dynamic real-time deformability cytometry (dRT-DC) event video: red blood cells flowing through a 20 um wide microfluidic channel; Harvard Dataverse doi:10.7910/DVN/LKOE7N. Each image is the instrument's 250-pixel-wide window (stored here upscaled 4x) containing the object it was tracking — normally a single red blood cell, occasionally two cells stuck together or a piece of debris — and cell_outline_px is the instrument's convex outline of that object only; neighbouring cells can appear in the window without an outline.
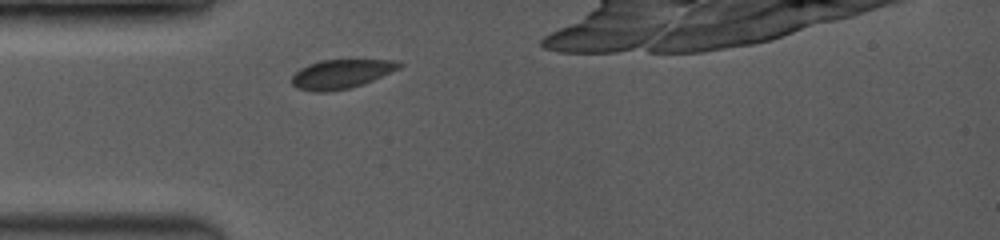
{"species": "common noctule bat (a hibernating species)", "species_latin": "Nyctalus noctula", "temperature_condition": "room temperature", "stored_images_in_passage": 5, "camera_frame_rate_fps": 3500, "um_per_image_px": 0.085, "animal": {"sex": "female", "body_mass_g": 19.0, "forearm_length_mm": 53.3}, "frame": {"image": 1, "passage_image": 1, "time_ms": 0.0, "image_size_px": [1000, 240], "cell_outline_px": [[404, 64], [400, 68], [372, 80], [348, 88], [328, 92], [312, 92], [296, 88], [292, 84], [292, 76], [300, 68], [308, 64], [320, 60], [388, 60]], "centroid_in_image_um": [28.94, 6.29], "position_along_channel_um": 56.1, "area_um2": 17.98}}